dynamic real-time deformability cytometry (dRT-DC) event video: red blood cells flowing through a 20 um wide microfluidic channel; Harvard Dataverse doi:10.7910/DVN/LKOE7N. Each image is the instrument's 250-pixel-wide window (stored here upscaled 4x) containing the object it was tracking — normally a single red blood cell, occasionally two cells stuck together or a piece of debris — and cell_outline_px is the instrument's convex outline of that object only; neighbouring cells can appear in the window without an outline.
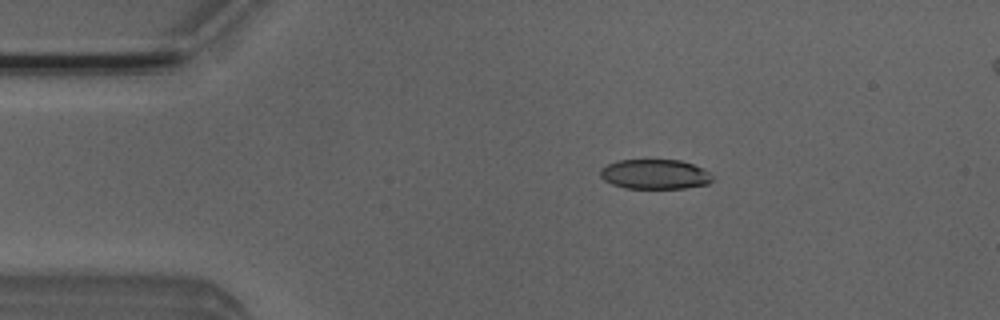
{"species": "Egyptian fruit bat (a non-hibernating species)", "species_latin": "Rousettus aegyptiacus", "temperature_condition": "room temperature", "stored_images_in_passage": 52, "segment_of_instrument_passage": [1, 2], "camera_frame_rate_fps": 3000, "um_per_image_px": 0.085, "animal": {"sex": "male"}, "frame": {"image": 1, "passage_image": 9, "time_ms": 2.667, "image_size_px": [1000, 320], "cell_outline_px": [[712, 180], [708, 184], [684, 188], [624, 188], [612, 184], [604, 180], [600, 176], [600, 168], [608, 164], [620, 160], [680, 160], [692, 164], [708, 172], [712, 176]], "centroid_in_image_um": [55.63, 14.81], "position_along_channel_um": 29.4, "area_um2": 19.31}}
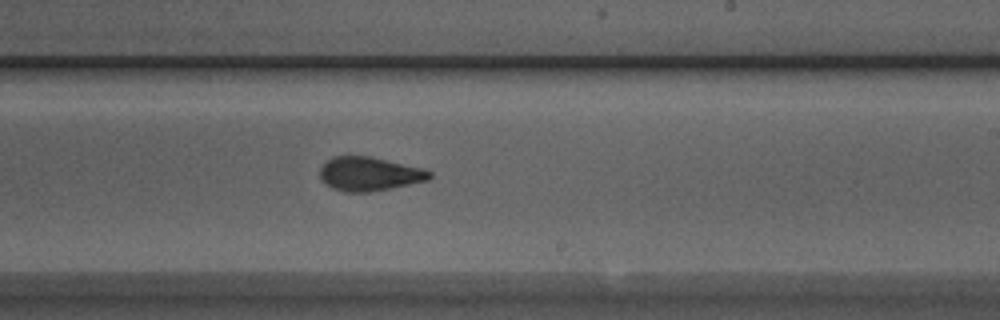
{"frame": {"image": 2, "passage_image": 30, "time_ms": 9.667, "image_size_px": [1000, 320], "cell_outline_px": [[432, 176], [428, 180], [392, 188], [368, 192], [344, 192], [332, 188], [320, 180], [320, 168], [332, 156], [372, 156], [424, 168], [432, 172]], "centroid_in_image_um": [31.4, 14.78], "position_along_channel_um": 257.6, "area_um2": 21.85}}
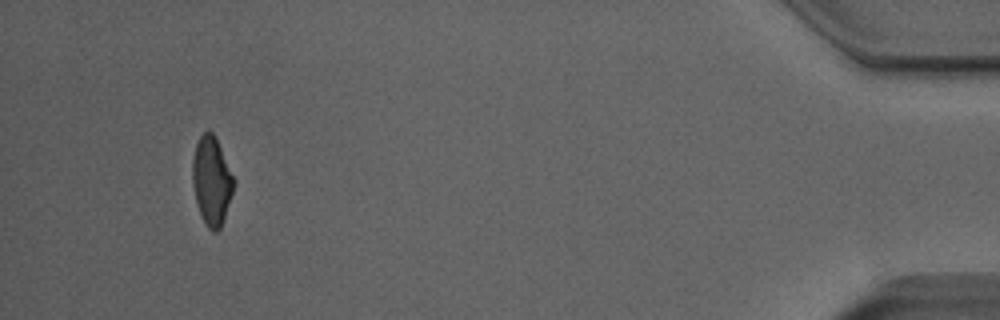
{"frame": {"image": 3, "passage_image": 48, "time_ms": 15.667, "image_size_px": [1000, 320], "cell_outline_px": [[236, 184], [220, 228], [216, 232], [212, 232], [204, 224], [200, 216], [192, 184], [192, 160], [196, 144], [200, 136], [204, 132], [212, 132], [216, 136], [236, 180]], "centroid_in_image_um": [18.0, 15.37], "position_along_channel_um": 417.2, "area_um2": 21.62}}